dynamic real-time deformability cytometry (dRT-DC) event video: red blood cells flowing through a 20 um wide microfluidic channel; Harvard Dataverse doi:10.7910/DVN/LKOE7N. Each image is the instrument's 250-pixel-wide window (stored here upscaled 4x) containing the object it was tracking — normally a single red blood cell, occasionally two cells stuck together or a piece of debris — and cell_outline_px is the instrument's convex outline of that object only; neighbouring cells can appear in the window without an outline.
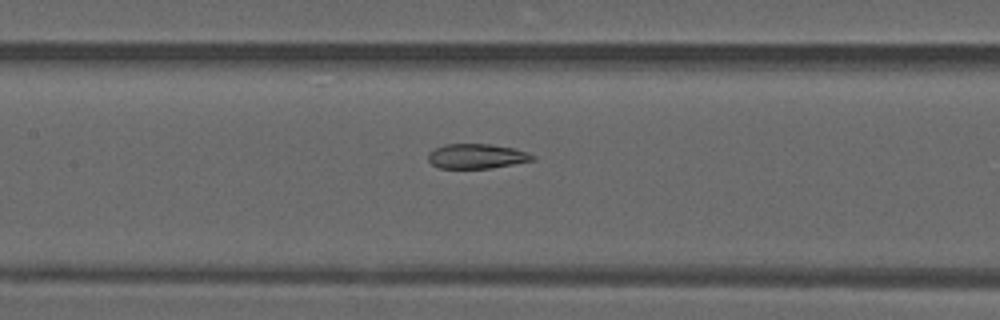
{"species": "common noctule bat (a hibernating species)", "species_latin": "Nyctalus noctula", "temperature_condition": "warm", "stored_images_in_passage": 41, "camera_frame_rate_fps": 3000, "um_per_image_px": 0.085, "animal": {"sex": "male", "forearm_length_mm": 52.5}, "frame": {"image": 1, "passage_image": 15, "time_ms": 4.667, "image_size_px": [1000, 320], "cell_outline_px": [[536, 160], [492, 168], [440, 168], [432, 164], [428, 160], [428, 152], [444, 144], [492, 144], [512, 148], [528, 152], [536, 156]], "centroid_in_image_um": [40.54, 13.28], "position_along_channel_um": 166.9, "area_um2": 15.14}}
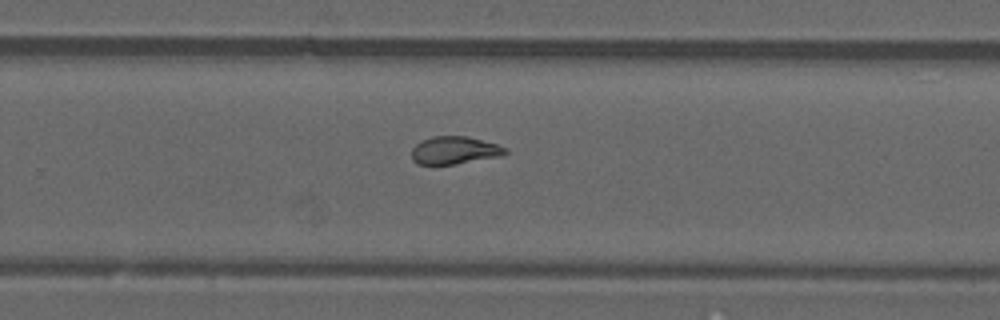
{"frame": {"image": 2, "passage_image": 24, "time_ms": 7.667, "image_size_px": [1000, 320], "cell_outline_px": [[508, 152], [500, 156], [456, 164], [416, 164], [412, 160], [412, 148], [420, 140], [432, 136], [468, 136], [496, 144], [508, 148]], "centroid_in_image_um": [38.62, 12.77], "position_along_channel_um": 291.2, "area_um2": 15.2}}
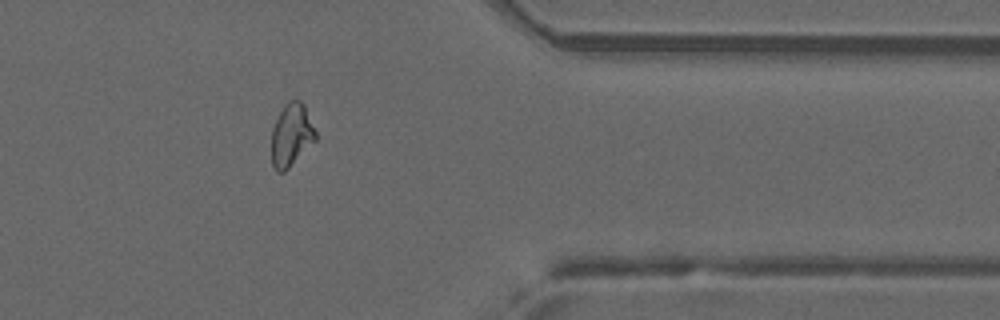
{"frame": {"image": 3, "passage_image": 32, "time_ms": 10.333, "image_size_px": [1000, 320], "cell_outline_px": [[316, 140], [284, 172], [276, 172], [272, 164], [272, 128], [284, 104], [288, 100], [300, 100], [304, 104], [316, 132]], "centroid_in_image_um": [24.76, 11.47], "position_along_channel_um": 386.6, "area_um2": 16.01}, "authors_computed_cell_mechanics": {"area_um2": 16.473, "velocity_mm_per_s": 4.1596, "shape_relaxation_time_tau1_ms": null, "shape_relaxation_time_tau2_ms": 1.5412, "deformation_change_tau1": null, "deformation_change_tau2": 0.0771}}